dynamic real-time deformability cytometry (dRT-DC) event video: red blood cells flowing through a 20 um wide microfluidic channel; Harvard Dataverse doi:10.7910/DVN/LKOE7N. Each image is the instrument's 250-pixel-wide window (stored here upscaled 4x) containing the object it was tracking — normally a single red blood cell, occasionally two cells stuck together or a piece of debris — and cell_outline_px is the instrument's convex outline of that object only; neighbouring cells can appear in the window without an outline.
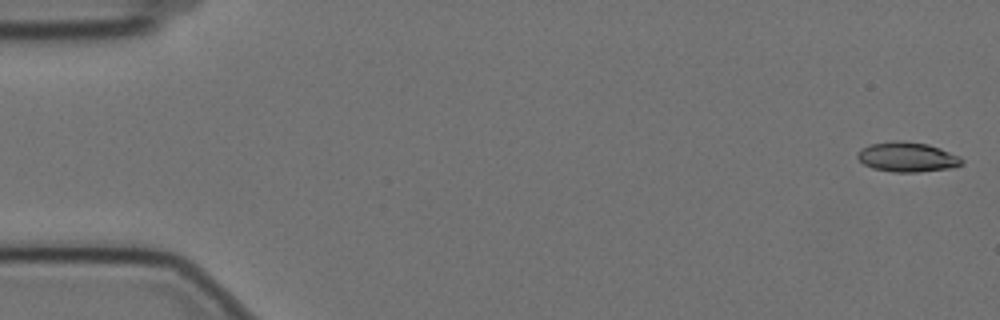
{"species": "Egyptian fruit bat (a non-hibernating species)", "species_latin": "Rousettus aegyptiacus", "temperature_condition": "cold", "stored_images_in_passage": 57, "camera_frame_rate_fps": 3000, "um_per_image_px": 0.085, "animal": {"sex": "female"}, "frame": {"image": 1, "passage_image": 1, "time_ms": 0.0, "image_size_px": [1000, 320], "cell_outline_px": [[964, 164], [952, 168], [916, 172], [892, 172], [872, 168], [864, 164], [856, 156], [856, 152], [860, 148], [868, 144], [892, 140], [896, 140], [928, 144], [940, 148], [960, 156], [964, 160]], "centroid_in_image_um": [77.1, 13.34], "position_along_channel_um": 7.9, "area_um2": 18.38}}
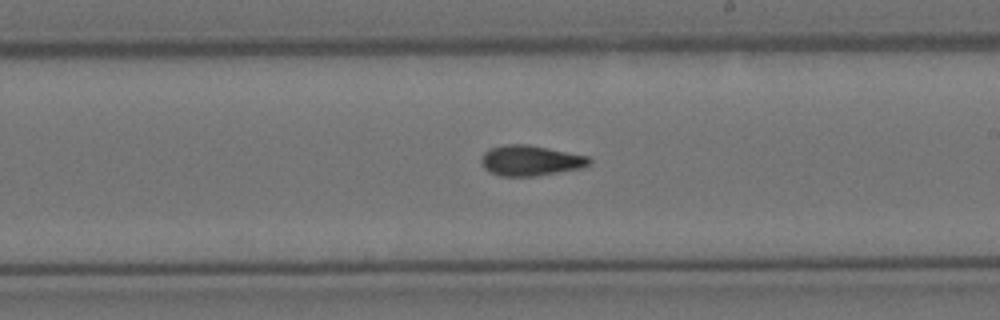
{"frame": {"image": 2, "passage_image": 33, "time_ms": 10.667, "image_size_px": [1000, 320], "cell_outline_px": [[592, 164], [584, 168], [532, 176], [500, 176], [488, 172], [484, 168], [480, 160], [484, 152], [488, 148], [508, 144], [528, 144], [588, 156], [592, 160]], "centroid_in_image_um": [45.09, 13.64], "position_along_channel_um": 243.9, "area_um2": 19.31}}
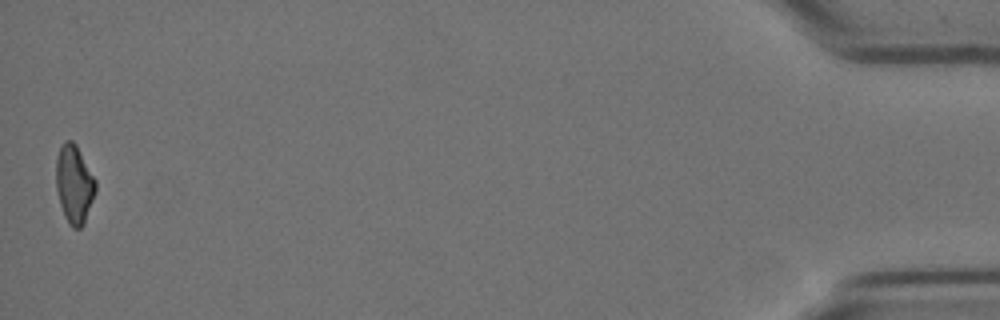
{"frame": {"image": 3, "passage_image": 57, "time_ms": 18.667, "image_size_px": [1000, 320], "cell_outline_px": [[96, 192], [84, 224], [80, 228], [72, 228], [68, 224], [64, 216], [60, 204], [56, 188], [56, 156], [64, 140], [72, 140], [76, 144], [96, 180]], "centroid_in_image_um": [6.31, 15.66], "position_along_channel_um": 428.9, "area_um2": 18.21}, "authors_computed_cell_mechanics": {"area_um2": 18.4382, "velocity_mm_per_s": 3.4999, "shape_relaxation_time_tau1_ms": 8.8593, "shape_relaxation_time_tau2_ms": 4.995, "deformation_change_tau1": 0.1941, "deformation_change_tau2": 0.1197}}